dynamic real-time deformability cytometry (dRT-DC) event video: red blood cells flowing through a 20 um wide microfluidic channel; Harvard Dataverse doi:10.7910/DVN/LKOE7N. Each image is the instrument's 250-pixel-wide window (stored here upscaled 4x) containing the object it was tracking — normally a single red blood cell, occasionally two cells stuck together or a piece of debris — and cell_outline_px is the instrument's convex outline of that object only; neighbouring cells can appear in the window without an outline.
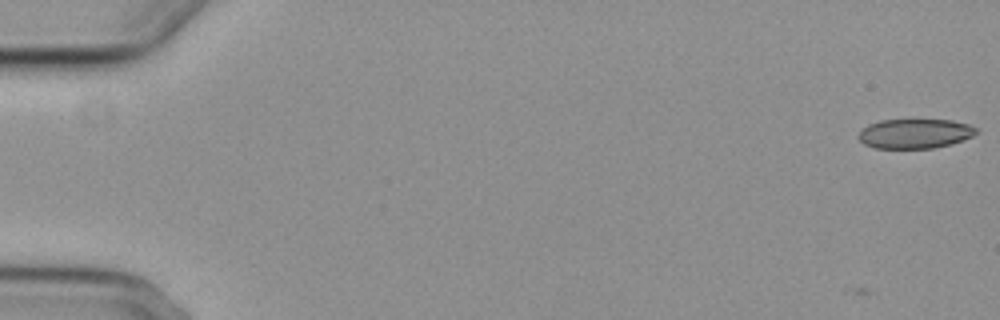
{"species": "common noctule bat (a hibernating species)", "species_latin": "Nyctalus noctula", "temperature_condition": "cold", "stored_images_in_passage": 5, "camera_frame_rate_fps": 3000, "um_per_image_px": 0.085, "animal": {"sex": "female", "body_mass_g": 29.2, "forearm_length_mm": 56.3}, "frame": {"image": 1, "passage_image": 1, "time_ms": 0.0, "image_size_px": [1000, 320], "cell_outline_px": [[980, 132], [972, 136], [952, 144], [932, 148], [876, 148], [864, 144], [856, 136], [868, 124], [880, 120], [952, 120], [968, 124], [976, 128]], "centroid_in_image_um": [77.77, 11.35], "position_along_channel_um": 7.2, "area_um2": 20.29}}
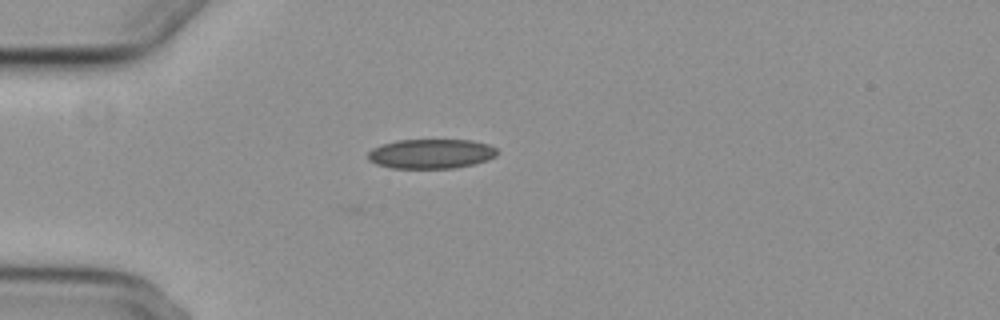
{"frame": {"image": 2, "passage_image": 5, "time_ms": 5.0, "image_size_px": [1000, 320], "cell_outline_px": [[500, 152], [496, 156], [488, 160], [456, 168], [392, 168], [376, 164], [368, 160], [368, 152], [372, 148], [396, 140], [472, 140], [488, 144], [496, 148]], "centroid_in_image_um": [36.66, 13.07], "position_along_channel_um": 48.3, "area_um2": 22.37}}